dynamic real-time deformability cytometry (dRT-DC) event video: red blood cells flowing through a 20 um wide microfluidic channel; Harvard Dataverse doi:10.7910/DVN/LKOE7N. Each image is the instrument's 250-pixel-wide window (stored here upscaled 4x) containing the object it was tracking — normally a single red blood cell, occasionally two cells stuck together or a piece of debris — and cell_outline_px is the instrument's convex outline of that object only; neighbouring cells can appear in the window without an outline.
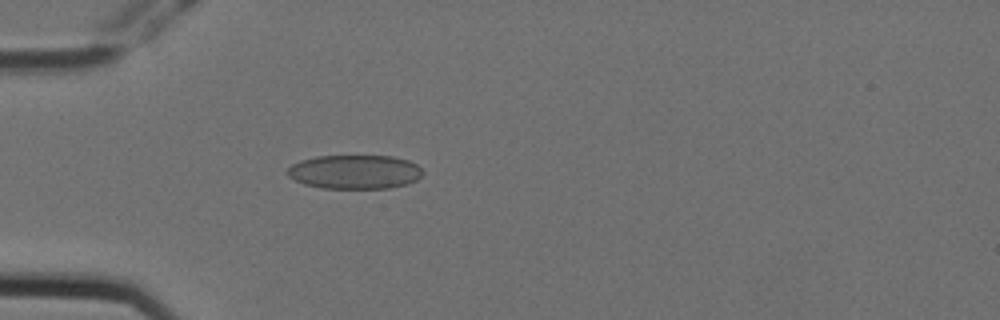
{"species": "Egyptian fruit bat (a non-hibernating species)", "species_latin": "Rousettus aegyptiacus", "temperature_condition": "cold", "stored_images_in_passage": 3, "camera_frame_rate_fps": 3000, "um_per_image_px": 0.085, "animal": {"sex": "female"}, "frame": {"image": 1, "passage_image": 3, "time_ms": 0.667, "image_size_px": [1000, 320], "cell_outline_px": [[424, 172], [416, 180], [408, 184], [388, 188], [320, 188], [304, 184], [288, 176], [284, 172], [292, 164], [300, 160], [316, 156], [392, 156], [408, 160], [416, 164]], "centroid_in_image_um": [30.13, 14.61], "position_along_channel_um": 54.9, "area_um2": 26.93}}